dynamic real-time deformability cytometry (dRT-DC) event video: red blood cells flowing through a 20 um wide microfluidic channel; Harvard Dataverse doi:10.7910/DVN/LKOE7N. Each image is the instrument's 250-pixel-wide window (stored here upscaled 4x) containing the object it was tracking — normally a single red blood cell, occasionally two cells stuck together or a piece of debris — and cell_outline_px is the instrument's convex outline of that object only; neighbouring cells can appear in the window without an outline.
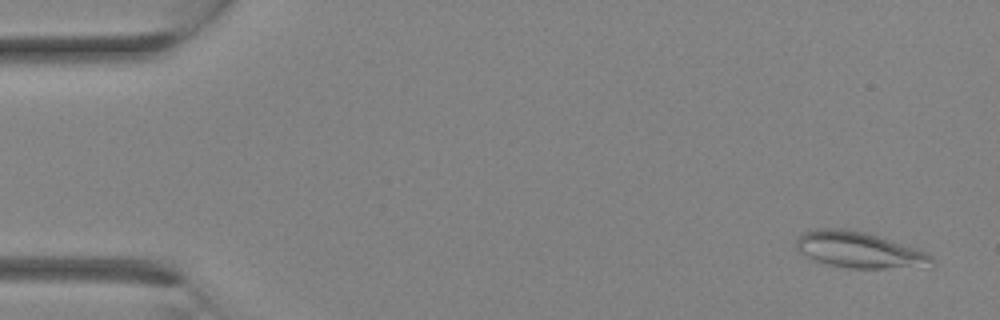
{"species": "Egyptian fruit bat (a non-hibernating species)", "species_latin": "Rousettus aegyptiacus", "temperature_condition": "room temperature", "stored_images_in_passage": 3, "camera_frame_rate_fps": 3000, "um_per_image_px": 0.085, "animal": {"sex": "female"}, "frame": {"image": 1, "passage_image": 1, "time_ms": 0.0, "image_size_px": [1000, 320], "cell_outline_px": [[936, 264], [932, 268], [848, 268], [828, 264], [816, 260], [800, 252], [796, 248], [796, 240], [804, 232], [816, 228], [844, 228], [864, 232], [916, 248], [932, 256], [936, 260]], "centroid_in_image_um": [73.12, 21.26], "position_along_channel_um": 11.9, "area_um2": 28.61}}